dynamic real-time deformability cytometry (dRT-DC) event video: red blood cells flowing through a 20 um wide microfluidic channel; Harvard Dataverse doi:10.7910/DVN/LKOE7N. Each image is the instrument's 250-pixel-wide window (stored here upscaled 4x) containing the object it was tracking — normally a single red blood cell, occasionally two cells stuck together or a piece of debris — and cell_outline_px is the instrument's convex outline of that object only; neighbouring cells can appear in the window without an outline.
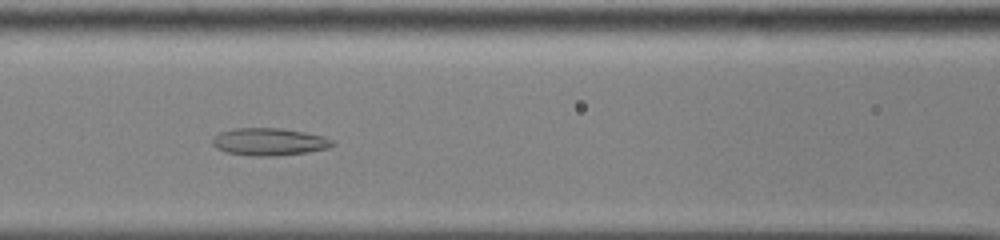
{"species": "common noctule bat (a hibernating species)", "species_latin": "Nyctalus noctula", "temperature_condition": "cold", "stored_images_in_passage": 45, "camera_frame_rate_fps": 3000, "um_per_image_px": 0.085, "animal": {"sex": "male", "body_mass_g": 13.0, "forearm_length_mm": 53.1}, "frame": {"image": 1, "passage_image": 17, "time_ms": 5.333, "image_size_px": [1000, 240], "cell_outline_px": [[336, 144], [328, 148], [308, 152], [272, 156], [252, 156], [224, 152], [216, 148], [212, 144], [212, 140], [220, 132], [232, 128], [280, 128], [304, 132], [324, 136], [332, 140]], "centroid_in_image_um": [22.87, 12.05], "position_along_channel_um": 143.7, "area_um2": 19.25}}
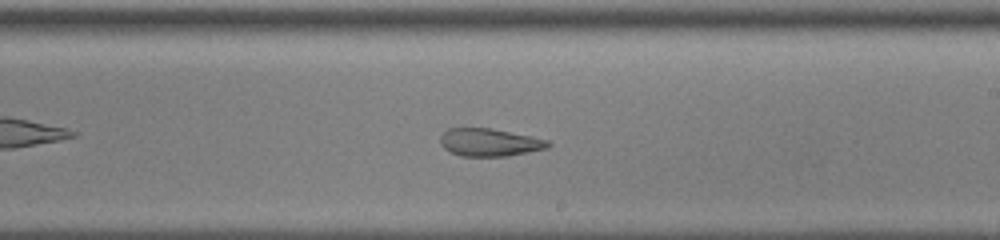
{"frame": {"image": 2, "passage_image": 25, "time_ms": 8.0, "image_size_px": [1000, 240], "cell_outline_px": [[552, 144], [548, 148], [508, 156], [460, 156], [444, 148], [440, 144], [440, 136], [448, 128], [492, 128], [532, 136], [548, 140]], "centroid_in_image_um": [41.62, 12.1], "position_along_channel_um": 247.4, "area_um2": 17.51}}
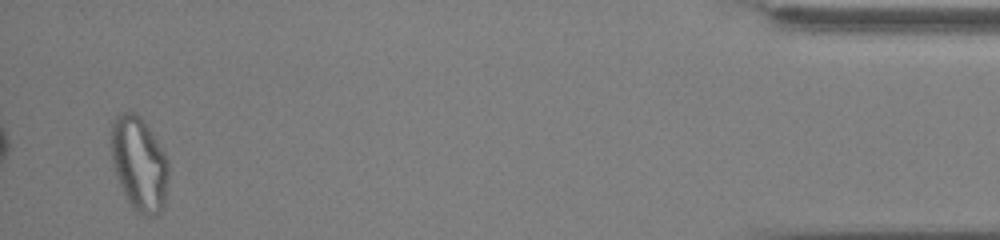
{"frame": {"image": 3, "passage_image": 44, "time_ms": 14.333, "image_size_px": [1000, 240], "cell_outline_px": [[168, 176], [164, 204], [160, 212], [156, 216], [144, 216], [136, 212], [132, 208], [124, 196], [116, 176], [112, 160], [112, 124], [116, 116], [120, 112], [128, 108], [136, 112], [140, 116], [164, 152], [168, 160]], "centroid_in_image_um": [11.82, 13.93], "position_along_channel_um": 423.4, "area_um2": 31.62}, "authors_computed_cell_mechanics": {"area_um2": 23.5824, "velocity_mm_per_s": 3.907, "shape_relaxation_time_tau1_ms": null, "shape_relaxation_time_tau2_ms": 2.2748, "deformation_change_tau1": null, "deformation_change_tau2": 0.0971}}